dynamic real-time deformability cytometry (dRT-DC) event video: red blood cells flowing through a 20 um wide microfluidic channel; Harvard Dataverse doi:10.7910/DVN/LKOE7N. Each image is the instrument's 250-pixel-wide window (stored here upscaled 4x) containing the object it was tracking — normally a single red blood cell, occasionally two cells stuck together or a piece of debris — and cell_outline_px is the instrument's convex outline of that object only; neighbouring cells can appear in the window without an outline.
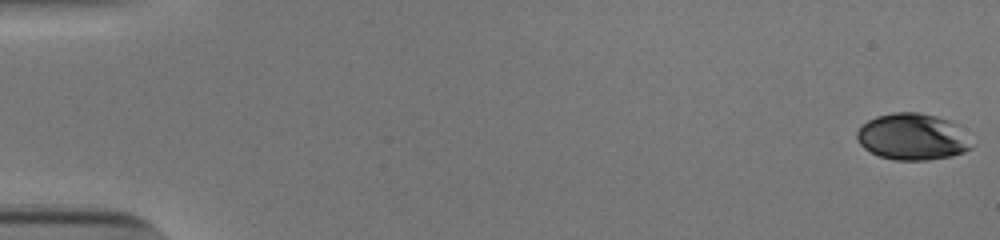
{"species": "human", "species_latin": "Homo sapiens", "temperature_condition": "cold", "stored_images_in_passage": 54, "camera_frame_rate_fps": 3000, "um_per_image_px": 0.085, "donor": {"sex": "male"}, "frame": {"image": 1, "passage_image": 1, "time_ms": 0.0, "image_size_px": [1000, 240], "cell_outline_px": [[972, 148], [964, 152], [952, 156], [928, 160], [896, 160], [880, 156], [864, 148], [860, 144], [856, 136], [856, 132], [868, 120], [876, 116], [892, 112], [920, 112], [936, 116], [960, 124]], "centroid_in_image_um": [77.57, 11.61], "position_along_channel_um": 7.4, "area_um2": 31.15}}
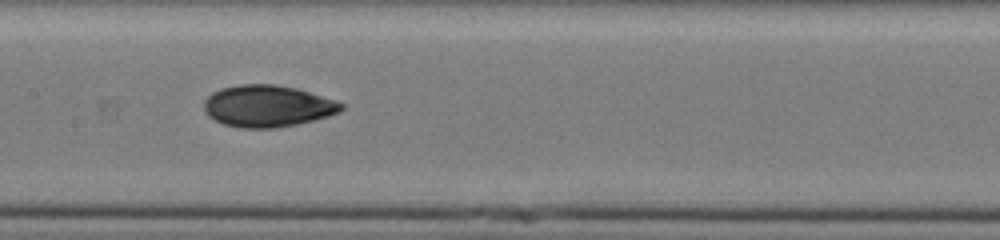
{"frame": {"image": 2, "passage_image": 28, "time_ms": 9.0, "image_size_px": [1000, 240], "cell_outline_px": [[344, 108], [340, 112], [328, 116], [296, 124], [272, 128], [240, 128], [224, 124], [208, 116], [204, 108], [204, 100], [212, 92], [220, 88], [240, 84], [276, 84], [296, 88], [336, 100], [344, 104]], "centroid_in_image_um": [22.74, 9.01], "position_along_channel_um": 184.7, "area_um2": 33.41}}
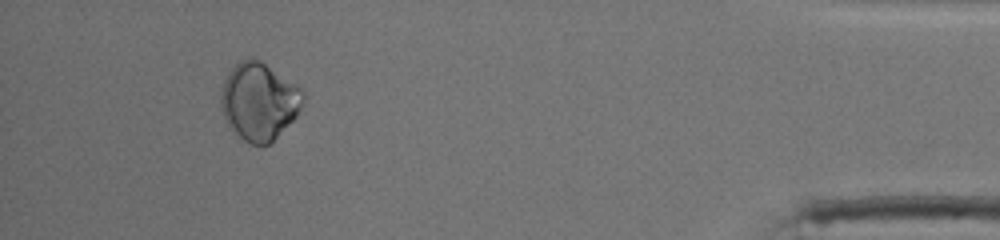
{"frame": {"image": 3, "passage_image": 50, "time_ms": 16.333, "image_size_px": [1000, 240], "cell_outline_px": [[304, 100], [296, 116], [268, 144], [252, 144], [244, 140], [228, 124], [224, 116], [220, 100], [220, 96], [224, 80], [228, 72], [240, 60], [248, 56], [260, 60], [296, 84], [304, 92]], "centroid_in_image_um": [22.01, 8.57], "position_along_channel_um": 413.2, "area_um2": 36.59}, "authors_computed_cell_mechanics": {"area_um2": 31.9056, "velocity_mm_per_s": 3.8841, "shape_relaxation_time_tau1_ms": 5.0761, "shape_relaxation_time_tau2_ms": null, "deformation_change_tau1": 0.0901, "deformation_change_tau2": null}}